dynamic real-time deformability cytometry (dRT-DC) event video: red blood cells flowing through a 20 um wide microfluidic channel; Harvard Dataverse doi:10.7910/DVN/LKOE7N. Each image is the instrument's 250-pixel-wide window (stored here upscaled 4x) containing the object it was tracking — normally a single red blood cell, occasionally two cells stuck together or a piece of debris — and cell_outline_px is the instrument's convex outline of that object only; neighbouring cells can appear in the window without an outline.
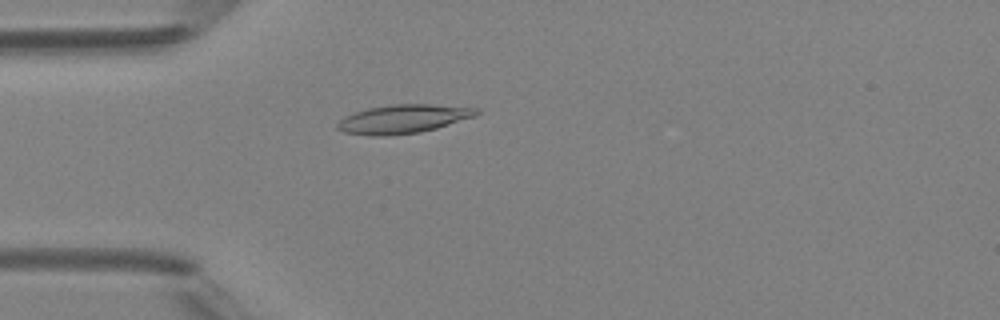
{"species": "Egyptian fruit bat (a non-hibernating species)", "species_latin": "Rousettus aegyptiacus", "temperature_condition": "room temperature", "stored_images_in_passage": 4, "camera_frame_rate_fps": 3000, "um_per_image_px": 0.085, "animal": {"sex": "female"}, "frame": {"image": 1, "passage_image": 4, "time_ms": 3.667, "image_size_px": [1000, 320], "cell_outline_px": [[480, 112], [476, 116], [436, 128], [420, 132], [388, 136], [372, 136], [344, 132], [336, 128], [336, 124], [344, 116], [368, 108], [392, 104], [432, 104], [480, 108]], "centroid_in_image_um": [34.28, 10.11], "position_along_channel_um": 50.7, "area_um2": 23.35}}